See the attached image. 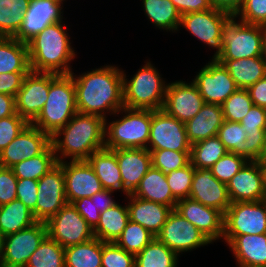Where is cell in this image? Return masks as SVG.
Returning <instances> with one entry per match:
<instances>
[{"label":"cell","mask_w":266,"mask_h":267,"mask_svg":"<svg viewBox=\"0 0 266 267\" xmlns=\"http://www.w3.org/2000/svg\"><path fill=\"white\" fill-rule=\"evenodd\" d=\"M70 74L74 81L78 113L97 115L106 120V114L116 115L124 107L123 72L115 65L96 68L79 76L73 72Z\"/></svg>","instance_id":"6da1fadb"},{"label":"cell","mask_w":266,"mask_h":267,"mask_svg":"<svg viewBox=\"0 0 266 267\" xmlns=\"http://www.w3.org/2000/svg\"><path fill=\"white\" fill-rule=\"evenodd\" d=\"M105 129L104 118L77 112L51 137L57 161L63 162L67 157L71 161H86L92 153L104 149Z\"/></svg>","instance_id":"7a4b0ae2"},{"label":"cell","mask_w":266,"mask_h":267,"mask_svg":"<svg viewBox=\"0 0 266 267\" xmlns=\"http://www.w3.org/2000/svg\"><path fill=\"white\" fill-rule=\"evenodd\" d=\"M30 70L34 72L70 74L75 58L70 37L63 22L48 25L27 42Z\"/></svg>","instance_id":"3957f363"},{"label":"cell","mask_w":266,"mask_h":267,"mask_svg":"<svg viewBox=\"0 0 266 267\" xmlns=\"http://www.w3.org/2000/svg\"><path fill=\"white\" fill-rule=\"evenodd\" d=\"M75 86L71 74L50 73L47 100L31 124L52 137L77 113Z\"/></svg>","instance_id":"277c9868"},{"label":"cell","mask_w":266,"mask_h":267,"mask_svg":"<svg viewBox=\"0 0 266 267\" xmlns=\"http://www.w3.org/2000/svg\"><path fill=\"white\" fill-rule=\"evenodd\" d=\"M129 80L123 72V102L129 109L159 110L163 108L167 83L156 67L145 62Z\"/></svg>","instance_id":"5b68a950"},{"label":"cell","mask_w":266,"mask_h":267,"mask_svg":"<svg viewBox=\"0 0 266 267\" xmlns=\"http://www.w3.org/2000/svg\"><path fill=\"white\" fill-rule=\"evenodd\" d=\"M124 116L112 122L106 119L105 148H147L150 137L152 110L123 107L116 112Z\"/></svg>","instance_id":"8992f818"},{"label":"cell","mask_w":266,"mask_h":267,"mask_svg":"<svg viewBox=\"0 0 266 267\" xmlns=\"http://www.w3.org/2000/svg\"><path fill=\"white\" fill-rule=\"evenodd\" d=\"M264 26L236 21L231 16L222 28V53L215 60H237L262 56Z\"/></svg>","instance_id":"52a82bcc"},{"label":"cell","mask_w":266,"mask_h":267,"mask_svg":"<svg viewBox=\"0 0 266 267\" xmlns=\"http://www.w3.org/2000/svg\"><path fill=\"white\" fill-rule=\"evenodd\" d=\"M46 226L47 235L64 248L94 238L93 229L70 203L64 205L50 218Z\"/></svg>","instance_id":"ba28073f"},{"label":"cell","mask_w":266,"mask_h":267,"mask_svg":"<svg viewBox=\"0 0 266 267\" xmlns=\"http://www.w3.org/2000/svg\"><path fill=\"white\" fill-rule=\"evenodd\" d=\"M266 233V202L231 203L224 214L223 236Z\"/></svg>","instance_id":"9c48e42d"},{"label":"cell","mask_w":266,"mask_h":267,"mask_svg":"<svg viewBox=\"0 0 266 267\" xmlns=\"http://www.w3.org/2000/svg\"><path fill=\"white\" fill-rule=\"evenodd\" d=\"M46 236V223L38 221L28 228L5 236L0 266L25 267L32 253Z\"/></svg>","instance_id":"30bf717a"},{"label":"cell","mask_w":266,"mask_h":267,"mask_svg":"<svg viewBox=\"0 0 266 267\" xmlns=\"http://www.w3.org/2000/svg\"><path fill=\"white\" fill-rule=\"evenodd\" d=\"M185 124L163 109L152 110L148 150L190 151Z\"/></svg>","instance_id":"8fae6325"},{"label":"cell","mask_w":266,"mask_h":267,"mask_svg":"<svg viewBox=\"0 0 266 267\" xmlns=\"http://www.w3.org/2000/svg\"><path fill=\"white\" fill-rule=\"evenodd\" d=\"M156 238L178 255L212 243L196 226L183 218L175 209L169 213L161 232Z\"/></svg>","instance_id":"7c38bea8"},{"label":"cell","mask_w":266,"mask_h":267,"mask_svg":"<svg viewBox=\"0 0 266 267\" xmlns=\"http://www.w3.org/2000/svg\"><path fill=\"white\" fill-rule=\"evenodd\" d=\"M231 16L214 8L190 12L181 15L180 27H185L198 40H201L213 49H217L212 59H216L223 50L222 28Z\"/></svg>","instance_id":"4fadbf2b"},{"label":"cell","mask_w":266,"mask_h":267,"mask_svg":"<svg viewBox=\"0 0 266 267\" xmlns=\"http://www.w3.org/2000/svg\"><path fill=\"white\" fill-rule=\"evenodd\" d=\"M67 204L63 162L38 180L36 221L47 222Z\"/></svg>","instance_id":"5bb4252c"},{"label":"cell","mask_w":266,"mask_h":267,"mask_svg":"<svg viewBox=\"0 0 266 267\" xmlns=\"http://www.w3.org/2000/svg\"><path fill=\"white\" fill-rule=\"evenodd\" d=\"M192 81L205 103L221 105L238 89L228 70L215 59L202 67Z\"/></svg>","instance_id":"9a60e30c"},{"label":"cell","mask_w":266,"mask_h":267,"mask_svg":"<svg viewBox=\"0 0 266 267\" xmlns=\"http://www.w3.org/2000/svg\"><path fill=\"white\" fill-rule=\"evenodd\" d=\"M226 185L231 203L262 201L266 197V169L257 161H247Z\"/></svg>","instance_id":"2e32d148"},{"label":"cell","mask_w":266,"mask_h":267,"mask_svg":"<svg viewBox=\"0 0 266 267\" xmlns=\"http://www.w3.org/2000/svg\"><path fill=\"white\" fill-rule=\"evenodd\" d=\"M204 104L205 101L195 83L180 80L168 83L162 109L185 124L200 111Z\"/></svg>","instance_id":"e0dca14e"},{"label":"cell","mask_w":266,"mask_h":267,"mask_svg":"<svg viewBox=\"0 0 266 267\" xmlns=\"http://www.w3.org/2000/svg\"><path fill=\"white\" fill-rule=\"evenodd\" d=\"M50 89V73L29 71L18 91L16 113L31 123L41 112Z\"/></svg>","instance_id":"ac0fdd59"},{"label":"cell","mask_w":266,"mask_h":267,"mask_svg":"<svg viewBox=\"0 0 266 267\" xmlns=\"http://www.w3.org/2000/svg\"><path fill=\"white\" fill-rule=\"evenodd\" d=\"M51 144V137L29 123L6 148L0 151V166L11 168L22 160L41 154Z\"/></svg>","instance_id":"d6986e66"},{"label":"cell","mask_w":266,"mask_h":267,"mask_svg":"<svg viewBox=\"0 0 266 267\" xmlns=\"http://www.w3.org/2000/svg\"><path fill=\"white\" fill-rule=\"evenodd\" d=\"M62 1L66 0H31L14 38L27 43L48 25L63 21Z\"/></svg>","instance_id":"ffe728a7"},{"label":"cell","mask_w":266,"mask_h":267,"mask_svg":"<svg viewBox=\"0 0 266 267\" xmlns=\"http://www.w3.org/2000/svg\"><path fill=\"white\" fill-rule=\"evenodd\" d=\"M175 210L196 226L212 243L223 238L224 214L190 198L178 200Z\"/></svg>","instance_id":"44dd1931"},{"label":"cell","mask_w":266,"mask_h":267,"mask_svg":"<svg viewBox=\"0 0 266 267\" xmlns=\"http://www.w3.org/2000/svg\"><path fill=\"white\" fill-rule=\"evenodd\" d=\"M67 203L92 197L104 188L87 161H63Z\"/></svg>","instance_id":"7402d4cb"},{"label":"cell","mask_w":266,"mask_h":267,"mask_svg":"<svg viewBox=\"0 0 266 267\" xmlns=\"http://www.w3.org/2000/svg\"><path fill=\"white\" fill-rule=\"evenodd\" d=\"M189 198L204 206L218 209L223 214L231 205L227 185L220 182L211 169L207 168H195Z\"/></svg>","instance_id":"603a6c76"},{"label":"cell","mask_w":266,"mask_h":267,"mask_svg":"<svg viewBox=\"0 0 266 267\" xmlns=\"http://www.w3.org/2000/svg\"><path fill=\"white\" fill-rule=\"evenodd\" d=\"M116 154L123 181V192L127 196L139 185L151 168V154L147 148H122L112 150Z\"/></svg>","instance_id":"cb8c5ba5"},{"label":"cell","mask_w":266,"mask_h":267,"mask_svg":"<svg viewBox=\"0 0 266 267\" xmlns=\"http://www.w3.org/2000/svg\"><path fill=\"white\" fill-rule=\"evenodd\" d=\"M238 267H266V233L223 236Z\"/></svg>","instance_id":"d4e9b609"},{"label":"cell","mask_w":266,"mask_h":267,"mask_svg":"<svg viewBox=\"0 0 266 267\" xmlns=\"http://www.w3.org/2000/svg\"><path fill=\"white\" fill-rule=\"evenodd\" d=\"M129 220L139 223L155 237L161 232L172 209L169 206L127 195Z\"/></svg>","instance_id":"484cf974"},{"label":"cell","mask_w":266,"mask_h":267,"mask_svg":"<svg viewBox=\"0 0 266 267\" xmlns=\"http://www.w3.org/2000/svg\"><path fill=\"white\" fill-rule=\"evenodd\" d=\"M222 107L219 104L205 103L200 111L187 123L185 129L191 144L217 136L224 123Z\"/></svg>","instance_id":"4316f807"},{"label":"cell","mask_w":266,"mask_h":267,"mask_svg":"<svg viewBox=\"0 0 266 267\" xmlns=\"http://www.w3.org/2000/svg\"><path fill=\"white\" fill-rule=\"evenodd\" d=\"M246 132V160L257 161L266 137V109L252 105L247 115L240 121Z\"/></svg>","instance_id":"83f0119b"},{"label":"cell","mask_w":266,"mask_h":267,"mask_svg":"<svg viewBox=\"0 0 266 267\" xmlns=\"http://www.w3.org/2000/svg\"><path fill=\"white\" fill-rule=\"evenodd\" d=\"M131 195L169 206L172 210L175 209L177 203L168 185L166 175L152 166Z\"/></svg>","instance_id":"f1b7e54d"},{"label":"cell","mask_w":266,"mask_h":267,"mask_svg":"<svg viewBox=\"0 0 266 267\" xmlns=\"http://www.w3.org/2000/svg\"><path fill=\"white\" fill-rule=\"evenodd\" d=\"M95 171L102 186L106 190L123 191V181L116 154L109 149L94 152L86 160Z\"/></svg>","instance_id":"f546056e"},{"label":"cell","mask_w":266,"mask_h":267,"mask_svg":"<svg viewBox=\"0 0 266 267\" xmlns=\"http://www.w3.org/2000/svg\"><path fill=\"white\" fill-rule=\"evenodd\" d=\"M217 61L228 70L237 87L241 89H247L266 76V65L262 56Z\"/></svg>","instance_id":"4dcf8cb0"},{"label":"cell","mask_w":266,"mask_h":267,"mask_svg":"<svg viewBox=\"0 0 266 267\" xmlns=\"http://www.w3.org/2000/svg\"><path fill=\"white\" fill-rule=\"evenodd\" d=\"M29 71L27 43L14 37H0V74Z\"/></svg>","instance_id":"1f68e13d"},{"label":"cell","mask_w":266,"mask_h":267,"mask_svg":"<svg viewBox=\"0 0 266 267\" xmlns=\"http://www.w3.org/2000/svg\"><path fill=\"white\" fill-rule=\"evenodd\" d=\"M129 221L128 208L118 203L100 213L93 229L94 237L103 242H116Z\"/></svg>","instance_id":"d6a6232c"},{"label":"cell","mask_w":266,"mask_h":267,"mask_svg":"<svg viewBox=\"0 0 266 267\" xmlns=\"http://www.w3.org/2000/svg\"><path fill=\"white\" fill-rule=\"evenodd\" d=\"M36 222L32 211L18 199L0 206V231L4 237Z\"/></svg>","instance_id":"836d02e7"},{"label":"cell","mask_w":266,"mask_h":267,"mask_svg":"<svg viewBox=\"0 0 266 267\" xmlns=\"http://www.w3.org/2000/svg\"><path fill=\"white\" fill-rule=\"evenodd\" d=\"M143 10L154 26L166 31H178L181 14L170 0H143Z\"/></svg>","instance_id":"e575fe53"},{"label":"cell","mask_w":266,"mask_h":267,"mask_svg":"<svg viewBox=\"0 0 266 267\" xmlns=\"http://www.w3.org/2000/svg\"><path fill=\"white\" fill-rule=\"evenodd\" d=\"M102 241L93 239L65 248V267H101Z\"/></svg>","instance_id":"d590c367"},{"label":"cell","mask_w":266,"mask_h":267,"mask_svg":"<svg viewBox=\"0 0 266 267\" xmlns=\"http://www.w3.org/2000/svg\"><path fill=\"white\" fill-rule=\"evenodd\" d=\"M58 164L52 144L41 154L16 163L11 169L17 179L39 180Z\"/></svg>","instance_id":"8d00e7d4"},{"label":"cell","mask_w":266,"mask_h":267,"mask_svg":"<svg viewBox=\"0 0 266 267\" xmlns=\"http://www.w3.org/2000/svg\"><path fill=\"white\" fill-rule=\"evenodd\" d=\"M179 255L156 237L135 255V267H177Z\"/></svg>","instance_id":"74e56055"},{"label":"cell","mask_w":266,"mask_h":267,"mask_svg":"<svg viewBox=\"0 0 266 267\" xmlns=\"http://www.w3.org/2000/svg\"><path fill=\"white\" fill-rule=\"evenodd\" d=\"M227 152L217 136L207 138L191 145L190 163L197 169H210Z\"/></svg>","instance_id":"f35d334b"},{"label":"cell","mask_w":266,"mask_h":267,"mask_svg":"<svg viewBox=\"0 0 266 267\" xmlns=\"http://www.w3.org/2000/svg\"><path fill=\"white\" fill-rule=\"evenodd\" d=\"M31 0H0V37H14Z\"/></svg>","instance_id":"ab89813d"},{"label":"cell","mask_w":266,"mask_h":267,"mask_svg":"<svg viewBox=\"0 0 266 267\" xmlns=\"http://www.w3.org/2000/svg\"><path fill=\"white\" fill-rule=\"evenodd\" d=\"M25 267H65V248L47 235Z\"/></svg>","instance_id":"60d3db41"},{"label":"cell","mask_w":266,"mask_h":267,"mask_svg":"<svg viewBox=\"0 0 266 267\" xmlns=\"http://www.w3.org/2000/svg\"><path fill=\"white\" fill-rule=\"evenodd\" d=\"M155 236L139 223L128 221L116 244L125 251L137 255Z\"/></svg>","instance_id":"b9f144b4"},{"label":"cell","mask_w":266,"mask_h":267,"mask_svg":"<svg viewBox=\"0 0 266 267\" xmlns=\"http://www.w3.org/2000/svg\"><path fill=\"white\" fill-rule=\"evenodd\" d=\"M151 154L152 167L159 169L164 175L181 169L190 163V151H174L168 149L148 150Z\"/></svg>","instance_id":"7bdbcfd3"},{"label":"cell","mask_w":266,"mask_h":267,"mask_svg":"<svg viewBox=\"0 0 266 267\" xmlns=\"http://www.w3.org/2000/svg\"><path fill=\"white\" fill-rule=\"evenodd\" d=\"M217 137L221 140L228 152H233L246 159L244 142L247 136L240 122L225 120L218 129Z\"/></svg>","instance_id":"ee69618b"},{"label":"cell","mask_w":266,"mask_h":267,"mask_svg":"<svg viewBox=\"0 0 266 267\" xmlns=\"http://www.w3.org/2000/svg\"><path fill=\"white\" fill-rule=\"evenodd\" d=\"M253 102L246 89L238 88L221 104L224 120L240 122L247 115Z\"/></svg>","instance_id":"f6af8a7d"},{"label":"cell","mask_w":266,"mask_h":267,"mask_svg":"<svg viewBox=\"0 0 266 267\" xmlns=\"http://www.w3.org/2000/svg\"><path fill=\"white\" fill-rule=\"evenodd\" d=\"M194 170L195 167L189 163L187 166L171 171L166 175L172 195L177 201L189 198Z\"/></svg>","instance_id":"bcb514c9"},{"label":"cell","mask_w":266,"mask_h":267,"mask_svg":"<svg viewBox=\"0 0 266 267\" xmlns=\"http://www.w3.org/2000/svg\"><path fill=\"white\" fill-rule=\"evenodd\" d=\"M101 267H135V255L115 242L102 241Z\"/></svg>","instance_id":"7dc6e473"},{"label":"cell","mask_w":266,"mask_h":267,"mask_svg":"<svg viewBox=\"0 0 266 267\" xmlns=\"http://www.w3.org/2000/svg\"><path fill=\"white\" fill-rule=\"evenodd\" d=\"M246 162L244 157L227 152L210 169L220 182L227 184Z\"/></svg>","instance_id":"c3c4849f"},{"label":"cell","mask_w":266,"mask_h":267,"mask_svg":"<svg viewBox=\"0 0 266 267\" xmlns=\"http://www.w3.org/2000/svg\"><path fill=\"white\" fill-rule=\"evenodd\" d=\"M235 17L247 24L266 26V0H245Z\"/></svg>","instance_id":"681fc988"},{"label":"cell","mask_w":266,"mask_h":267,"mask_svg":"<svg viewBox=\"0 0 266 267\" xmlns=\"http://www.w3.org/2000/svg\"><path fill=\"white\" fill-rule=\"evenodd\" d=\"M29 124L18 113L15 115L0 119V151L15 139L20 132Z\"/></svg>","instance_id":"f907efd6"},{"label":"cell","mask_w":266,"mask_h":267,"mask_svg":"<svg viewBox=\"0 0 266 267\" xmlns=\"http://www.w3.org/2000/svg\"><path fill=\"white\" fill-rule=\"evenodd\" d=\"M38 180L17 179V197L33 213L36 220V202H37Z\"/></svg>","instance_id":"816d5d0a"},{"label":"cell","mask_w":266,"mask_h":267,"mask_svg":"<svg viewBox=\"0 0 266 267\" xmlns=\"http://www.w3.org/2000/svg\"><path fill=\"white\" fill-rule=\"evenodd\" d=\"M17 177L11 168L0 166V206L17 197Z\"/></svg>","instance_id":"f5cc1de1"},{"label":"cell","mask_w":266,"mask_h":267,"mask_svg":"<svg viewBox=\"0 0 266 267\" xmlns=\"http://www.w3.org/2000/svg\"><path fill=\"white\" fill-rule=\"evenodd\" d=\"M78 213L87 221L88 225L94 229L100 218V212L95 205V196L80 198L72 203Z\"/></svg>","instance_id":"db71d44e"},{"label":"cell","mask_w":266,"mask_h":267,"mask_svg":"<svg viewBox=\"0 0 266 267\" xmlns=\"http://www.w3.org/2000/svg\"><path fill=\"white\" fill-rule=\"evenodd\" d=\"M28 73L0 74V93L16 97Z\"/></svg>","instance_id":"11a10c76"},{"label":"cell","mask_w":266,"mask_h":267,"mask_svg":"<svg viewBox=\"0 0 266 267\" xmlns=\"http://www.w3.org/2000/svg\"><path fill=\"white\" fill-rule=\"evenodd\" d=\"M181 15L212 9L210 0H170Z\"/></svg>","instance_id":"9f6ffc18"},{"label":"cell","mask_w":266,"mask_h":267,"mask_svg":"<svg viewBox=\"0 0 266 267\" xmlns=\"http://www.w3.org/2000/svg\"><path fill=\"white\" fill-rule=\"evenodd\" d=\"M253 105L266 109V76L246 89Z\"/></svg>","instance_id":"6f0895ef"},{"label":"cell","mask_w":266,"mask_h":267,"mask_svg":"<svg viewBox=\"0 0 266 267\" xmlns=\"http://www.w3.org/2000/svg\"><path fill=\"white\" fill-rule=\"evenodd\" d=\"M214 9L236 16L243 7L245 0H210Z\"/></svg>","instance_id":"680465c9"},{"label":"cell","mask_w":266,"mask_h":267,"mask_svg":"<svg viewBox=\"0 0 266 267\" xmlns=\"http://www.w3.org/2000/svg\"><path fill=\"white\" fill-rule=\"evenodd\" d=\"M16 114L15 97L0 93V119Z\"/></svg>","instance_id":"91938a15"},{"label":"cell","mask_w":266,"mask_h":267,"mask_svg":"<svg viewBox=\"0 0 266 267\" xmlns=\"http://www.w3.org/2000/svg\"><path fill=\"white\" fill-rule=\"evenodd\" d=\"M113 192L114 191L103 189L102 191L94 194L95 205L100 213L117 203L114 199H112L111 193Z\"/></svg>","instance_id":"94428289"},{"label":"cell","mask_w":266,"mask_h":267,"mask_svg":"<svg viewBox=\"0 0 266 267\" xmlns=\"http://www.w3.org/2000/svg\"><path fill=\"white\" fill-rule=\"evenodd\" d=\"M257 162L266 169V137H265V141H264V146H263V150L262 153L260 155V157L257 159Z\"/></svg>","instance_id":"6125c7cd"},{"label":"cell","mask_w":266,"mask_h":267,"mask_svg":"<svg viewBox=\"0 0 266 267\" xmlns=\"http://www.w3.org/2000/svg\"><path fill=\"white\" fill-rule=\"evenodd\" d=\"M262 58L266 65V26H264V30H263Z\"/></svg>","instance_id":"be15d7a7"},{"label":"cell","mask_w":266,"mask_h":267,"mask_svg":"<svg viewBox=\"0 0 266 267\" xmlns=\"http://www.w3.org/2000/svg\"><path fill=\"white\" fill-rule=\"evenodd\" d=\"M3 240H4V236L2 235V233L0 231V258H1L2 253H3Z\"/></svg>","instance_id":"e7e4bbea"}]
</instances>
